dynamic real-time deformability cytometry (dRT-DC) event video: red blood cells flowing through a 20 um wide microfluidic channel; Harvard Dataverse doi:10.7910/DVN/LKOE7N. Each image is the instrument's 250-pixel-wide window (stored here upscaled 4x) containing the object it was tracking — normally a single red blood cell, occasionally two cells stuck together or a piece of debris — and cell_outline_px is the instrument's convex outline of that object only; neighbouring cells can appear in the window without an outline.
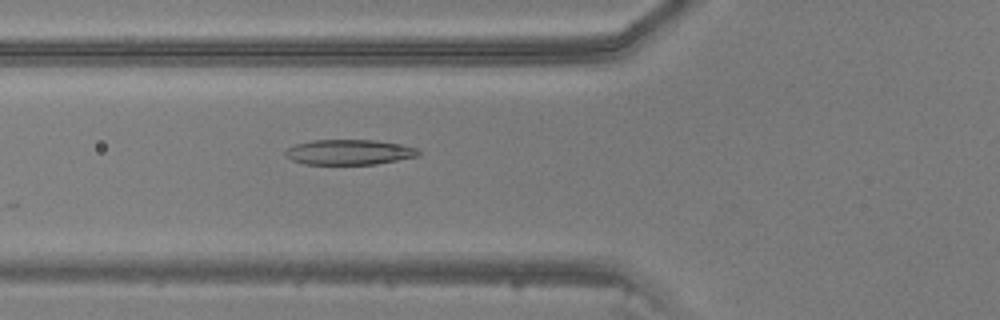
{"species": "common noctule bat (a hibernating species)", "species_latin": "Nyctalus noctula", "temperature_condition": "warm", "stored_images_in_passage": 25, "camera_frame_rate_fps": 3000, "um_per_image_px": 0.085, "animal": {"sex": "male", "body_mass_g": 20.5, "forearm_length_mm": 52.5}, "frame": {"image": 1, "passage_image": 17, "time_ms": 5.333, "image_size_px": [1000, 320], "cell_outline_px": [[420, 156], [376, 164], [304, 164], [292, 160], [284, 156], [284, 152], [288, 148], [296, 144], [312, 140], [376, 140], [400, 144], [416, 148], [420, 152]], "centroid_in_image_um": [29.68, 12.93], "position_along_channel_um": 96.1, "area_um2": 19.59}}
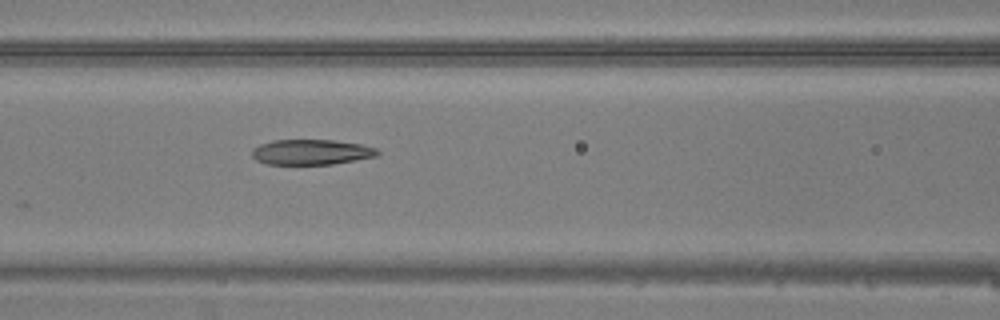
{"frame": {"image": 2, "passage_image": 20, "time_ms": 6.333, "image_size_px": [1000, 320], "cell_outline_px": [[380, 152], [376, 156], [356, 160], [332, 164], [268, 164], [256, 160], [252, 156], [252, 148], [260, 144], [272, 140], [332, 140], [360, 144], [376, 148]], "centroid_in_image_um": [26.44, 12.92], "position_along_channel_um": 140.2, "area_um2": 18.44}}
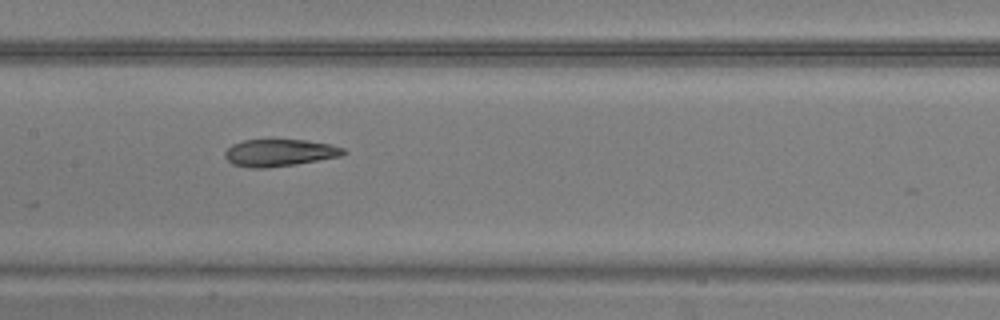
{"frame": {"image": 3, "passage_image": 23, "time_ms": 7.333, "image_size_px": [1000, 320], "cell_outline_px": [[348, 152], [344, 156], [296, 164], [268, 168], [248, 168], [232, 164], [224, 156], [224, 152], [232, 144], [244, 140], [304, 140], [328, 144], [344, 148]], "centroid_in_image_um": [23.77, 13.0], "position_along_channel_um": 183.6, "area_um2": 18.84}}